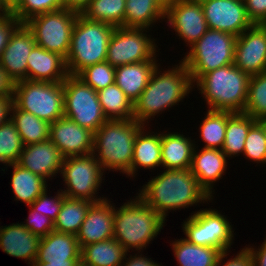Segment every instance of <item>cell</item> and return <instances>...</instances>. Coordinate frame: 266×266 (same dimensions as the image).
<instances>
[{"mask_svg": "<svg viewBox=\"0 0 266 266\" xmlns=\"http://www.w3.org/2000/svg\"><path fill=\"white\" fill-rule=\"evenodd\" d=\"M114 29L112 25L88 20L79 13L65 59L68 74L77 75L90 65L106 61L108 43Z\"/></svg>", "mask_w": 266, "mask_h": 266, "instance_id": "obj_6", "label": "cell"}, {"mask_svg": "<svg viewBox=\"0 0 266 266\" xmlns=\"http://www.w3.org/2000/svg\"><path fill=\"white\" fill-rule=\"evenodd\" d=\"M171 246L179 266H216L222 253L216 248L194 245L185 238L175 240Z\"/></svg>", "mask_w": 266, "mask_h": 266, "instance_id": "obj_31", "label": "cell"}, {"mask_svg": "<svg viewBox=\"0 0 266 266\" xmlns=\"http://www.w3.org/2000/svg\"><path fill=\"white\" fill-rule=\"evenodd\" d=\"M244 158L266 164V126L257 121L249 130L244 143Z\"/></svg>", "mask_w": 266, "mask_h": 266, "instance_id": "obj_40", "label": "cell"}, {"mask_svg": "<svg viewBox=\"0 0 266 266\" xmlns=\"http://www.w3.org/2000/svg\"><path fill=\"white\" fill-rule=\"evenodd\" d=\"M114 205L109 199L93 203L76 234L80 249L91 243L113 238Z\"/></svg>", "mask_w": 266, "mask_h": 266, "instance_id": "obj_19", "label": "cell"}, {"mask_svg": "<svg viewBox=\"0 0 266 266\" xmlns=\"http://www.w3.org/2000/svg\"><path fill=\"white\" fill-rule=\"evenodd\" d=\"M145 126L137 133L133 158L131 162V177H135L138 169H153L161 167V133L150 132ZM154 133V134H153Z\"/></svg>", "mask_w": 266, "mask_h": 266, "instance_id": "obj_27", "label": "cell"}, {"mask_svg": "<svg viewBox=\"0 0 266 266\" xmlns=\"http://www.w3.org/2000/svg\"><path fill=\"white\" fill-rule=\"evenodd\" d=\"M266 126V119L261 121Z\"/></svg>", "mask_w": 266, "mask_h": 266, "instance_id": "obj_58", "label": "cell"}, {"mask_svg": "<svg viewBox=\"0 0 266 266\" xmlns=\"http://www.w3.org/2000/svg\"><path fill=\"white\" fill-rule=\"evenodd\" d=\"M158 60L141 61L115 67V83L134 103L146 88Z\"/></svg>", "mask_w": 266, "mask_h": 266, "instance_id": "obj_25", "label": "cell"}, {"mask_svg": "<svg viewBox=\"0 0 266 266\" xmlns=\"http://www.w3.org/2000/svg\"><path fill=\"white\" fill-rule=\"evenodd\" d=\"M160 172L163 173L148 180L137 194L166 221L169 210H180L213 199L199 185L190 168L166 169Z\"/></svg>", "mask_w": 266, "mask_h": 266, "instance_id": "obj_1", "label": "cell"}, {"mask_svg": "<svg viewBox=\"0 0 266 266\" xmlns=\"http://www.w3.org/2000/svg\"><path fill=\"white\" fill-rule=\"evenodd\" d=\"M63 161L60 150L49 139L24 146L17 164L48 181L61 172Z\"/></svg>", "mask_w": 266, "mask_h": 266, "instance_id": "obj_20", "label": "cell"}, {"mask_svg": "<svg viewBox=\"0 0 266 266\" xmlns=\"http://www.w3.org/2000/svg\"><path fill=\"white\" fill-rule=\"evenodd\" d=\"M68 75L63 56L38 45L33 47L27 58V80L63 82Z\"/></svg>", "mask_w": 266, "mask_h": 266, "instance_id": "obj_22", "label": "cell"}, {"mask_svg": "<svg viewBox=\"0 0 266 266\" xmlns=\"http://www.w3.org/2000/svg\"><path fill=\"white\" fill-rule=\"evenodd\" d=\"M47 192L48 190L46 189L29 207L45 214L54 222L60 212L65 195L60 189L56 193V196L50 198Z\"/></svg>", "mask_w": 266, "mask_h": 266, "instance_id": "obj_43", "label": "cell"}, {"mask_svg": "<svg viewBox=\"0 0 266 266\" xmlns=\"http://www.w3.org/2000/svg\"><path fill=\"white\" fill-rule=\"evenodd\" d=\"M126 0H90L80 13L86 19L124 27Z\"/></svg>", "mask_w": 266, "mask_h": 266, "instance_id": "obj_36", "label": "cell"}, {"mask_svg": "<svg viewBox=\"0 0 266 266\" xmlns=\"http://www.w3.org/2000/svg\"><path fill=\"white\" fill-rule=\"evenodd\" d=\"M21 24L20 20L10 11L0 17V57L15 29Z\"/></svg>", "mask_w": 266, "mask_h": 266, "instance_id": "obj_45", "label": "cell"}, {"mask_svg": "<svg viewBox=\"0 0 266 266\" xmlns=\"http://www.w3.org/2000/svg\"><path fill=\"white\" fill-rule=\"evenodd\" d=\"M144 126L133 118L107 120L98 128L94 133L93 154L104 171H119L131 179L134 142Z\"/></svg>", "mask_w": 266, "mask_h": 266, "instance_id": "obj_3", "label": "cell"}, {"mask_svg": "<svg viewBox=\"0 0 266 266\" xmlns=\"http://www.w3.org/2000/svg\"><path fill=\"white\" fill-rule=\"evenodd\" d=\"M80 260H66L65 262H33L32 266H78Z\"/></svg>", "mask_w": 266, "mask_h": 266, "instance_id": "obj_53", "label": "cell"}, {"mask_svg": "<svg viewBox=\"0 0 266 266\" xmlns=\"http://www.w3.org/2000/svg\"><path fill=\"white\" fill-rule=\"evenodd\" d=\"M253 259V266H266V239L261 244L260 248L246 247Z\"/></svg>", "mask_w": 266, "mask_h": 266, "instance_id": "obj_50", "label": "cell"}, {"mask_svg": "<svg viewBox=\"0 0 266 266\" xmlns=\"http://www.w3.org/2000/svg\"><path fill=\"white\" fill-rule=\"evenodd\" d=\"M228 220L217 209H200L189 215L183 222L182 230L185 239L194 245L216 248L221 252L230 251L234 243V230Z\"/></svg>", "mask_w": 266, "mask_h": 266, "instance_id": "obj_11", "label": "cell"}, {"mask_svg": "<svg viewBox=\"0 0 266 266\" xmlns=\"http://www.w3.org/2000/svg\"><path fill=\"white\" fill-rule=\"evenodd\" d=\"M76 76L98 92L115 83V67L104 61L86 67Z\"/></svg>", "mask_w": 266, "mask_h": 266, "instance_id": "obj_41", "label": "cell"}, {"mask_svg": "<svg viewBox=\"0 0 266 266\" xmlns=\"http://www.w3.org/2000/svg\"><path fill=\"white\" fill-rule=\"evenodd\" d=\"M63 87L64 117L95 133L107 121L97 92L76 75H68Z\"/></svg>", "mask_w": 266, "mask_h": 266, "instance_id": "obj_12", "label": "cell"}, {"mask_svg": "<svg viewBox=\"0 0 266 266\" xmlns=\"http://www.w3.org/2000/svg\"><path fill=\"white\" fill-rule=\"evenodd\" d=\"M260 25L262 26V28L265 30L266 32V19L260 23Z\"/></svg>", "mask_w": 266, "mask_h": 266, "instance_id": "obj_57", "label": "cell"}, {"mask_svg": "<svg viewBox=\"0 0 266 266\" xmlns=\"http://www.w3.org/2000/svg\"><path fill=\"white\" fill-rule=\"evenodd\" d=\"M63 7L81 13L90 3V0H61Z\"/></svg>", "mask_w": 266, "mask_h": 266, "instance_id": "obj_52", "label": "cell"}, {"mask_svg": "<svg viewBox=\"0 0 266 266\" xmlns=\"http://www.w3.org/2000/svg\"><path fill=\"white\" fill-rule=\"evenodd\" d=\"M227 253H229V251H225L220 254L216 266H253L252 256L246 246L245 248H242V250L239 251L234 258H230L225 262L224 259H226L227 255H229Z\"/></svg>", "mask_w": 266, "mask_h": 266, "instance_id": "obj_46", "label": "cell"}, {"mask_svg": "<svg viewBox=\"0 0 266 266\" xmlns=\"http://www.w3.org/2000/svg\"><path fill=\"white\" fill-rule=\"evenodd\" d=\"M36 45L32 31L21 23L12 33L0 57V65L15 82L27 80V58Z\"/></svg>", "mask_w": 266, "mask_h": 266, "instance_id": "obj_18", "label": "cell"}, {"mask_svg": "<svg viewBox=\"0 0 266 266\" xmlns=\"http://www.w3.org/2000/svg\"><path fill=\"white\" fill-rule=\"evenodd\" d=\"M227 125V111L207 110L204 120L200 123V137L205 146L222 150Z\"/></svg>", "mask_w": 266, "mask_h": 266, "instance_id": "obj_37", "label": "cell"}, {"mask_svg": "<svg viewBox=\"0 0 266 266\" xmlns=\"http://www.w3.org/2000/svg\"><path fill=\"white\" fill-rule=\"evenodd\" d=\"M63 8L61 0H19L10 11L21 23H25L33 16L56 11Z\"/></svg>", "mask_w": 266, "mask_h": 266, "instance_id": "obj_42", "label": "cell"}, {"mask_svg": "<svg viewBox=\"0 0 266 266\" xmlns=\"http://www.w3.org/2000/svg\"><path fill=\"white\" fill-rule=\"evenodd\" d=\"M6 166H12L11 168H13L11 187L15 197L14 200L30 206L48 188V182L45 179L30 170L22 168L17 163Z\"/></svg>", "mask_w": 266, "mask_h": 266, "instance_id": "obj_30", "label": "cell"}, {"mask_svg": "<svg viewBox=\"0 0 266 266\" xmlns=\"http://www.w3.org/2000/svg\"><path fill=\"white\" fill-rule=\"evenodd\" d=\"M195 145L193 150L191 173L197 178L199 185L213 198L214 183L224 176L227 170L228 157L220 149L202 148L199 152Z\"/></svg>", "mask_w": 266, "mask_h": 266, "instance_id": "obj_21", "label": "cell"}, {"mask_svg": "<svg viewBox=\"0 0 266 266\" xmlns=\"http://www.w3.org/2000/svg\"><path fill=\"white\" fill-rule=\"evenodd\" d=\"M119 208L114 205L113 238L130 253V249L138 251L146 249L161 232L165 219L137 195ZM140 251V252H139Z\"/></svg>", "mask_w": 266, "mask_h": 266, "instance_id": "obj_4", "label": "cell"}, {"mask_svg": "<svg viewBox=\"0 0 266 266\" xmlns=\"http://www.w3.org/2000/svg\"><path fill=\"white\" fill-rule=\"evenodd\" d=\"M168 26L191 47L209 29L200 0H180L165 12Z\"/></svg>", "mask_w": 266, "mask_h": 266, "instance_id": "obj_15", "label": "cell"}, {"mask_svg": "<svg viewBox=\"0 0 266 266\" xmlns=\"http://www.w3.org/2000/svg\"><path fill=\"white\" fill-rule=\"evenodd\" d=\"M234 65L249 76L266 72V32L260 24L237 37Z\"/></svg>", "mask_w": 266, "mask_h": 266, "instance_id": "obj_16", "label": "cell"}, {"mask_svg": "<svg viewBox=\"0 0 266 266\" xmlns=\"http://www.w3.org/2000/svg\"><path fill=\"white\" fill-rule=\"evenodd\" d=\"M97 96L107 120L133 119V102L116 83L98 91Z\"/></svg>", "mask_w": 266, "mask_h": 266, "instance_id": "obj_35", "label": "cell"}, {"mask_svg": "<svg viewBox=\"0 0 266 266\" xmlns=\"http://www.w3.org/2000/svg\"><path fill=\"white\" fill-rule=\"evenodd\" d=\"M125 2L124 27L126 28L149 29L160 19H165V12L155 0H126Z\"/></svg>", "mask_w": 266, "mask_h": 266, "instance_id": "obj_32", "label": "cell"}, {"mask_svg": "<svg viewBox=\"0 0 266 266\" xmlns=\"http://www.w3.org/2000/svg\"><path fill=\"white\" fill-rule=\"evenodd\" d=\"M13 104L51 124L64 117L63 82L17 81Z\"/></svg>", "mask_w": 266, "mask_h": 266, "instance_id": "obj_8", "label": "cell"}, {"mask_svg": "<svg viewBox=\"0 0 266 266\" xmlns=\"http://www.w3.org/2000/svg\"><path fill=\"white\" fill-rule=\"evenodd\" d=\"M14 81L0 65V97L13 96Z\"/></svg>", "mask_w": 266, "mask_h": 266, "instance_id": "obj_49", "label": "cell"}, {"mask_svg": "<svg viewBox=\"0 0 266 266\" xmlns=\"http://www.w3.org/2000/svg\"><path fill=\"white\" fill-rule=\"evenodd\" d=\"M250 77L234 64L202 75L195 83L209 110L243 112Z\"/></svg>", "mask_w": 266, "mask_h": 266, "instance_id": "obj_5", "label": "cell"}, {"mask_svg": "<svg viewBox=\"0 0 266 266\" xmlns=\"http://www.w3.org/2000/svg\"><path fill=\"white\" fill-rule=\"evenodd\" d=\"M40 240L19 222L0 229V249L9 256L30 260V266L37 258Z\"/></svg>", "mask_w": 266, "mask_h": 266, "instance_id": "obj_23", "label": "cell"}, {"mask_svg": "<svg viewBox=\"0 0 266 266\" xmlns=\"http://www.w3.org/2000/svg\"><path fill=\"white\" fill-rule=\"evenodd\" d=\"M29 217L22 223L29 231L39 237L47 236L54 231V222L45 214L29 208Z\"/></svg>", "mask_w": 266, "mask_h": 266, "instance_id": "obj_44", "label": "cell"}, {"mask_svg": "<svg viewBox=\"0 0 266 266\" xmlns=\"http://www.w3.org/2000/svg\"><path fill=\"white\" fill-rule=\"evenodd\" d=\"M147 30L150 29L115 27L109 39L106 61L113 67H118L157 60L158 46L156 40L147 35Z\"/></svg>", "mask_w": 266, "mask_h": 266, "instance_id": "obj_13", "label": "cell"}, {"mask_svg": "<svg viewBox=\"0 0 266 266\" xmlns=\"http://www.w3.org/2000/svg\"><path fill=\"white\" fill-rule=\"evenodd\" d=\"M195 141L183 134L161 132V166L164 169H189Z\"/></svg>", "mask_w": 266, "mask_h": 266, "instance_id": "obj_26", "label": "cell"}, {"mask_svg": "<svg viewBox=\"0 0 266 266\" xmlns=\"http://www.w3.org/2000/svg\"><path fill=\"white\" fill-rule=\"evenodd\" d=\"M256 122L255 118L244 112L227 111V125L222 151L228 158L243 154L247 134Z\"/></svg>", "mask_w": 266, "mask_h": 266, "instance_id": "obj_29", "label": "cell"}, {"mask_svg": "<svg viewBox=\"0 0 266 266\" xmlns=\"http://www.w3.org/2000/svg\"><path fill=\"white\" fill-rule=\"evenodd\" d=\"M204 17L211 30L236 37L253 25L244 0H200Z\"/></svg>", "mask_w": 266, "mask_h": 266, "instance_id": "obj_14", "label": "cell"}, {"mask_svg": "<svg viewBox=\"0 0 266 266\" xmlns=\"http://www.w3.org/2000/svg\"><path fill=\"white\" fill-rule=\"evenodd\" d=\"M127 251L114 238L91 243L81 248L83 266H121Z\"/></svg>", "mask_w": 266, "mask_h": 266, "instance_id": "obj_28", "label": "cell"}, {"mask_svg": "<svg viewBox=\"0 0 266 266\" xmlns=\"http://www.w3.org/2000/svg\"><path fill=\"white\" fill-rule=\"evenodd\" d=\"M247 15L253 24H260L266 19V0H244Z\"/></svg>", "mask_w": 266, "mask_h": 266, "instance_id": "obj_47", "label": "cell"}, {"mask_svg": "<svg viewBox=\"0 0 266 266\" xmlns=\"http://www.w3.org/2000/svg\"><path fill=\"white\" fill-rule=\"evenodd\" d=\"M13 96L0 97V126L11 119Z\"/></svg>", "mask_w": 266, "mask_h": 266, "instance_id": "obj_51", "label": "cell"}, {"mask_svg": "<svg viewBox=\"0 0 266 266\" xmlns=\"http://www.w3.org/2000/svg\"><path fill=\"white\" fill-rule=\"evenodd\" d=\"M11 120L21 135L24 146L49 140L50 123L37 118L30 112L18 109L14 104Z\"/></svg>", "mask_w": 266, "mask_h": 266, "instance_id": "obj_34", "label": "cell"}, {"mask_svg": "<svg viewBox=\"0 0 266 266\" xmlns=\"http://www.w3.org/2000/svg\"><path fill=\"white\" fill-rule=\"evenodd\" d=\"M4 5L5 7L11 11L15 5L18 3L19 0H0Z\"/></svg>", "mask_w": 266, "mask_h": 266, "instance_id": "obj_55", "label": "cell"}, {"mask_svg": "<svg viewBox=\"0 0 266 266\" xmlns=\"http://www.w3.org/2000/svg\"><path fill=\"white\" fill-rule=\"evenodd\" d=\"M128 256V252L126 253V256L124 258L121 266H161L160 264L154 262L151 258H147V256H144L142 253L140 255L134 254L126 258Z\"/></svg>", "mask_w": 266, "mask_h": 266, "instance_id": "obj_48", "label": "cell"}, {"mask_svg": "<svg viewBox=\"0 0 266 266\" xmlns=\"http://www.w3.org/2000/svg\"><path fill=\"white\" fill-rule=\"evenodd\" d=\"M104 170L93 153L64 158L60 174L66 189L61 191L66 197L85 199L93 203L107 198H98Z\"/></svg>", "mask_w": 266, "mask_h": 266, "instance_id": "obj_10", "label": "cell"}, {"mask_svg": "<svg viewBox=\"0 0 266 266\" xmlns=\"http://www.w3.org/2000/svg\"><path fill=\"white\" fill-rule=\"evenodd\" d=\"M93 202L85 199L64 197L60 212L54 221V231L76 235Z\"/></svg>", "mask_w": 266, "mask_h": 266, "instance_id": "obj_33", "label": "cell"}, {"mask_svg": "<svg viewBox=\"0 0 266 266\" xmlns=\"http://www.w3.org/2000/svg\"><path fill=\"white\" fill-rule=\"evenodd\" d=\"M237 37L218 30L207 32L191 47L181 60L190 73L193 84L205 73L234 64Z\"/></svg>", "mask_w": 266, "mask_h": 266, "instance_id": "obj_7", "label": "cell"}, {"mask_svg": "<svg viewBox=\"0 0 266 266\" xmlns=\"http://www.w3.org/2000/svg\"><path fill=\"white\" fill-rule=\"evenodd\" d=\"M81 249L76 235L50 232L41 237L37 258L34 262H65L80 260Z\"/></svg>", "mask_w": 266, "mask_h": 266, "instance_id": "obj_24", "label": "cell"}, {"mask_svg": "<svg viewBox=\"0 0 266 266\" xmlns=\"http://www.w3.org/2000/svg\"><path fill=\"white\" fill-rule=\"evenodd\" d=\"M78 14L77 11L63 7L56 11L33 16L25 24L32 31L36 45L58 53L66 59Z\"/></svg>", "mask_w": 266, "mask_h": 266, "instance_id": "obj_9", "label": "cell"}, {"mask_svg": "<svg viewBox=\"0 0 266 266\" xmlns=\"http://www.w3.org/2000/svg\"><path fill=\"white\" fill-rule=\"evenodd\" d=\"M243 112L257 121L266 119V72L250 77Z\"/></svg>", "mask_w": 266, "mask_h": 266, "instance_id": "obj_38", "label": "cell"}, {"mask_svg": "<svg viewBox=\"0 0 266 266\" xmlns=\"http://www.w3.org/2000/svg\"><path fill=\"white\" fill-rule=\"evenodd\" d=\"M159 7L166 12L168 9L176 5L180 0H155Z\"/></svg>", "mask_w": 266, "mask_h": 266, "instance_id": "obj_54", "label": "cell"}, {"mask_svg": "<svg viewBox=\"0 0 266 266\" xmlns=\"http://www.w3.org/2000/svg\"><path fill=\"white\" fill-rule=\"evenodd\" d=\"M159 66L153 70L146 88L133 103V118L145 126L151 117L155 118L156 115L162 114V111L177 106L180 101L183 102L195 87L182 61L163 73Z\"/></svg>", "mask_w": 266, "mask_h": 266, "instance_id": "obj_2", "label": "cell"}, {"mask_svg": "<svg viewBox=\"0 0 266 266\" xmlns=\"http://www.w3.org/2000/svg\"><path fill=\"white\" fill-rule=\"evenodd\" d=\"M9 10L5 7V5L0 1V17L6 15Z\"/></svg>", "mask_w": 266, "mask_h": 266, "instance_id": "obj_56", "label": "cell"}, {"mask_svg": "<svg viewBox=\"0 0 266 266\" xmlns=\"http://www.w3.org/2000/svg\"><path fill=\"white\" fill-rule=\"evenodd\" d=\"M49 139L64 158L93 153L94 132L66 117L50 124Z\"/></svg>", "mask_w": 266, "mask_h": 266, "instance_id": "obj_17", "label": "cell"}, {"mask_svg": "<svg viewBox=\"0 0 266 266\" xmlns=\"http://www.w3.org/2000/svg\"><path fill=\"white\" fill-rule=\"evenodd\" d=\"M24 144L14 122L9 119L0 126V162L5 166L18 163Z\"/></svg>", "mask_w": 266, "mask_h": 266, "instance_id": "obj_39", "label": "cell"}]
</instances>
